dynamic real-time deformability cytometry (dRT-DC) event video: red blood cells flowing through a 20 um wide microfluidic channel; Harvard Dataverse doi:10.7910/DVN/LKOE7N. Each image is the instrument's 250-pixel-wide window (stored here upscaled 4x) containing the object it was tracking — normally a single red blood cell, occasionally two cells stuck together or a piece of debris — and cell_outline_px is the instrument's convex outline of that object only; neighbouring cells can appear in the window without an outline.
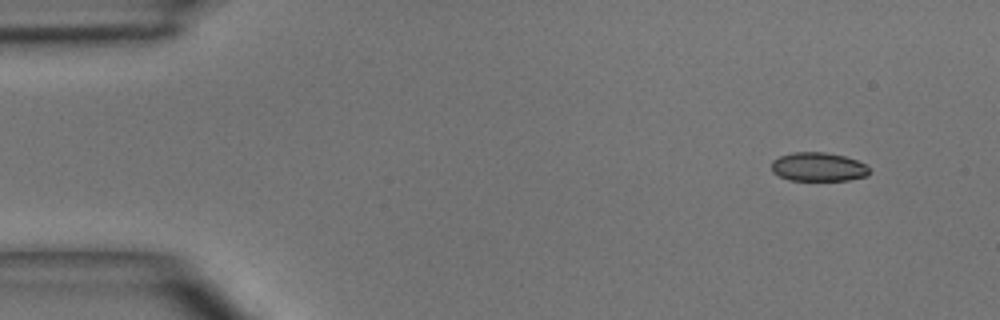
{"species": "common noctule bat (a hibernating species)", "species_latin": "Nyctalus noctula", "temperature_condition": "room temperature", "stored_images_in_passage": 4, "camera_frame_rate_fps": 3000, "um_per_image_px": 0.085, "animal": {"sex": "male", "body_mass_g": 15.6}, "frame": {"image": 1, "passage_image": 1, "time_ms": 0.0, "image_size_px": [1000, 320], "cell_outline_px": [[868, 176], [848, 180], [788, 180], [772, 172], [772, 160], [780, 156], [792, 152], [824, 152], [844, 156], [856, 160], [864, 164], [868, 168]], "centroid_in_image_um": [69.53, 14.18], "position_along_channel_um": 15.5, "area_um2": 16.36}}
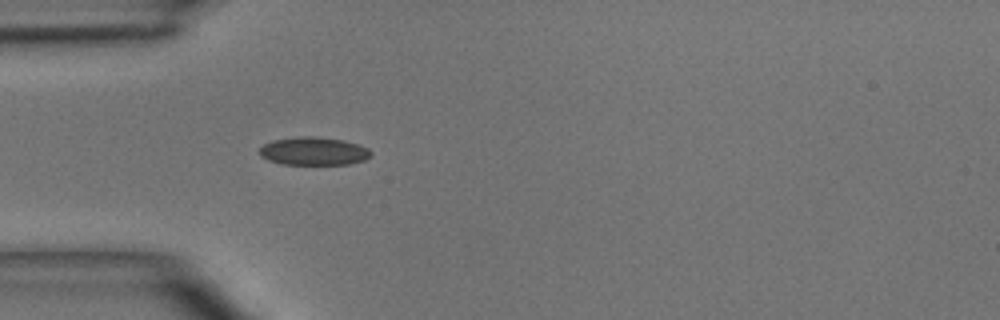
{"frame": {"image": 2, "passage_image": 4, "time_ms": 3.333, "image_size_px": [1000, 320], "cell_outline_px": [[372, 156], [364, 160], [348, 164], [284, 164], [268, 160], [260, 156], [260, 148], [264, 144], [272, 140], [300, 136], [312, 136], [344, 140], [368, 148], [372, 152]], "centroid_in_image_um": [26.67, 12.84], "position_along_channel_um": 58.3, "area_um2": 18.21}}